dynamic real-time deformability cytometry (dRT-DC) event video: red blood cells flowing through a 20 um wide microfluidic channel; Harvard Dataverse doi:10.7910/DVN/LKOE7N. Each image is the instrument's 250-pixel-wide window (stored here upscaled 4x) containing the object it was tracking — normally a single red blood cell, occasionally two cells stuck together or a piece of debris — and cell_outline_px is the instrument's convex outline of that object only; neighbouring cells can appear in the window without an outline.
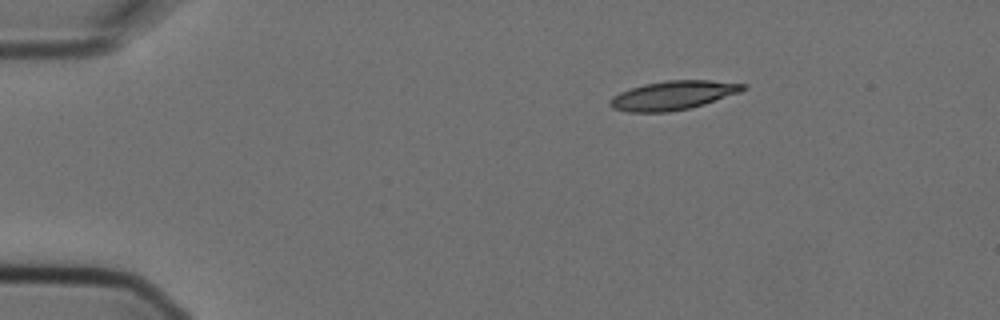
{"species": "Egyptian fruit bat (a non-hibernating species)", "species_latin": "Rousettus aegyptiacus", "temperature_condition": "cold", "stored_images_in_passage": 3, "camera_frame_rate_fps": 3000, "um_per_image_px": 0.085, "animal": {"sex": "female"}, "frame": {"image": 1, "passage_image": 1, "time_ms": 0.0, "image_size_px": [1000, 320], "cell_outline_px": [[748, 88], [740, 92], [704, 104], [688, 108], [668, 112], [628, 112], [612, 108], [608, 104], [608, 100], [612, 96], [620, 92], [644, 84], [664, 80], [712, 80], [748, 84]], "centroid_in_image_um": [57.21, 8.09], "position_along_channel_um": 27.8, "area_um2": 22.54}}